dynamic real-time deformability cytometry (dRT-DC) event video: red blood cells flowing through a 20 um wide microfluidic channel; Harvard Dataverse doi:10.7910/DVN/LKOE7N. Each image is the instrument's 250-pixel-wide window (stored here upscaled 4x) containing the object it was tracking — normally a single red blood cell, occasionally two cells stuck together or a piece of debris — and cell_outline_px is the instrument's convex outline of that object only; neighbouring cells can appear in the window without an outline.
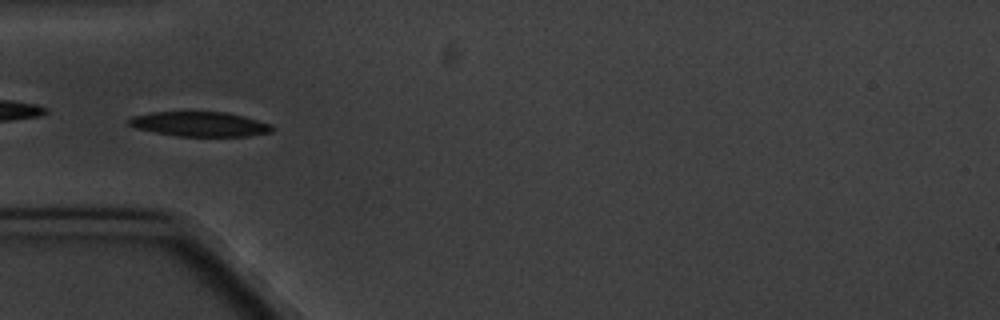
{"species": "common noctule bat (a hibernating species)", "species_latin": "Nyctalus noctula", "temperature_condition": "cold", "stored_images_in_passage": 4, "camera_frame_rate_fps": 3000, "um_per_image_px": 0.085, "animal": {"sex": "male", "body_mass_g": 20.1, "forearm_length_mm": 53.5}, "frame": {"image": 1, "passage_image": 2, "time_ms": 1.333, "image_size_px": [1000, 320], "cell_outline_px": [[272, 132], [248, 136], [176, 136], [136, 128], [124, 124], [124, 120], [132, 116], [152, 112], [224, 112], [244, 116], [272, 124]], "centroid_in_image_um": [16.92, 10.54], "position_along_channel_um": 68.1, "area_um2": 20.75}}